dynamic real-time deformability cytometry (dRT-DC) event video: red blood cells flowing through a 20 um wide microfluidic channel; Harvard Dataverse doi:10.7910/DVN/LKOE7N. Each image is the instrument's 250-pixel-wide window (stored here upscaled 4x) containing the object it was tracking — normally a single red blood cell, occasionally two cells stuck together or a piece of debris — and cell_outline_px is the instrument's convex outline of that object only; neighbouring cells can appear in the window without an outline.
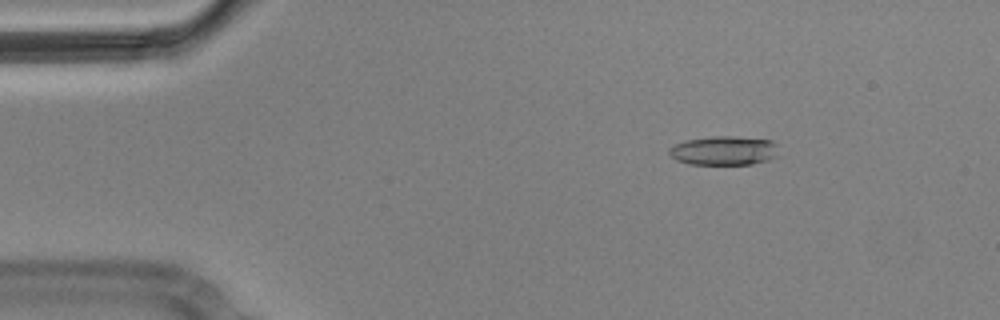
{"species": "Egyptian fruit bat (a non-hibernating species)", "species_latin": "Rousettus aegyptiacus", "temperature_condition": "cold", "stored_images_in_passage": 6, "camera_frame_rate_fps": 3000, "um_per_image_px": 0.085, "animal": {"sex": "male"}, "frame": {"image": 1, "passage_image": 3, "time_ms": 0.667, "image_size_px": [1000, 320], "cell_outline_px": [[776, 156], [768, 160], [752, 164], [688, 164], [676, 160], [668, 152], [668, 148], [684, 140], [712, 136], [732, 136], [772, 140], [776, 144]], "centroid_in_image_um": [61.5, 12.8], "position_along_channel_um": 23.5, "area_um2": 18.55}}